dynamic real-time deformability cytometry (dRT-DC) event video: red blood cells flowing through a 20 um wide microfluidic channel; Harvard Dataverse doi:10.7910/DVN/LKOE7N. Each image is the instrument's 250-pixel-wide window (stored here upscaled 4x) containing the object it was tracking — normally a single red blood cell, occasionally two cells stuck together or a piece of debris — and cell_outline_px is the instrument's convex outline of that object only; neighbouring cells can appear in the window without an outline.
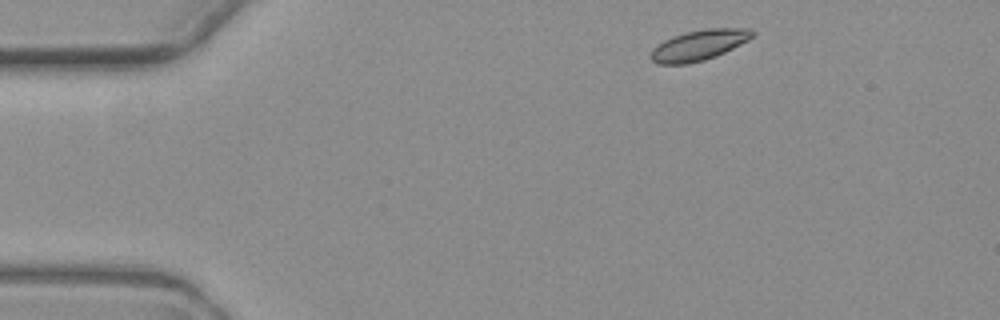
{"species": "common noctule bat (a hibernating species)", "species_latin": "Nyctalus noctula", "temperature_condition": "warm", "stored_images_in_passage": 5, "camera_frame_rate_fps": 3000, "um_per_image_px": 0.085, "animal": {"sex": "female", "body_mass_g": 19.3, "forearm_length_mm": 54.1}, "frame": {"image": 1, "passage_image": 1, "time_ms": 0.0, "image_size_px": [1000, 320], "cell_outline_px": [[756, 36], [716, 56], [704, 60], [688, 64], [656, 64], [648, 56], [652, 48], [664, 40], [684, 32], [704, 28], [752, 28], [756, 32]], "centroid_in_image_um": [59.41, 3.83], "position_along_channel_um": 25.6, "area_um2": 18.32}}
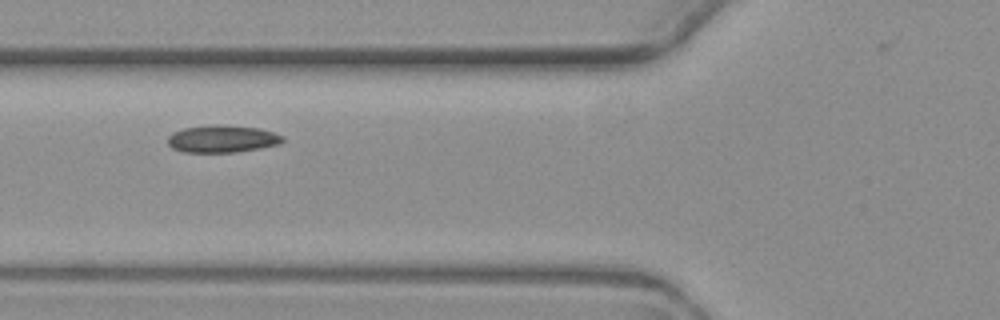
{"frame": {"image": 2, "passage_image": 4, "time_ms": 4.333, "image_size_px": [1000, 320], "cell_outline_px": [[284, 140], [280, 144], [260, 148], [236, 152], [184, 152], [172, 148], [168, 144], [168, 136], [172, 132], [184, 128], [212, 124], [220, 124], [260, 128], [284, 136]], "centroid_in_image_um": [18.89, 11.79], "position_along_channel_um": 106.9, "area_um2": 18.44}}
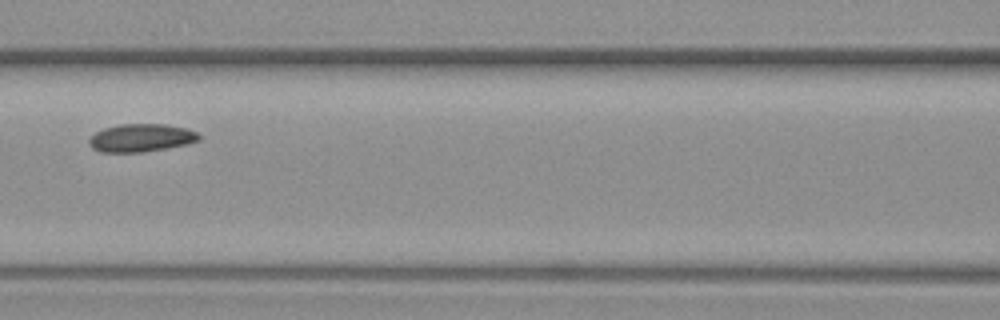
{"frame": {"image": 3, "passage_image": 5, "time_ms": 5.667, "image_size_px": [1000, 320], "cell_outline_px": [[200, 140], [188, 144], [140, 152], [100, 152], [92, 148], [88, 144], [88, 140], [96, 132], [104, 128], [120, 124], [164, 124], [188, 128], [196, 132], [200, 136]], "centroid_in_image_um": [11.99, 11.71], "position_along_channel_um": 154.6, "area_um2": 17.86}}